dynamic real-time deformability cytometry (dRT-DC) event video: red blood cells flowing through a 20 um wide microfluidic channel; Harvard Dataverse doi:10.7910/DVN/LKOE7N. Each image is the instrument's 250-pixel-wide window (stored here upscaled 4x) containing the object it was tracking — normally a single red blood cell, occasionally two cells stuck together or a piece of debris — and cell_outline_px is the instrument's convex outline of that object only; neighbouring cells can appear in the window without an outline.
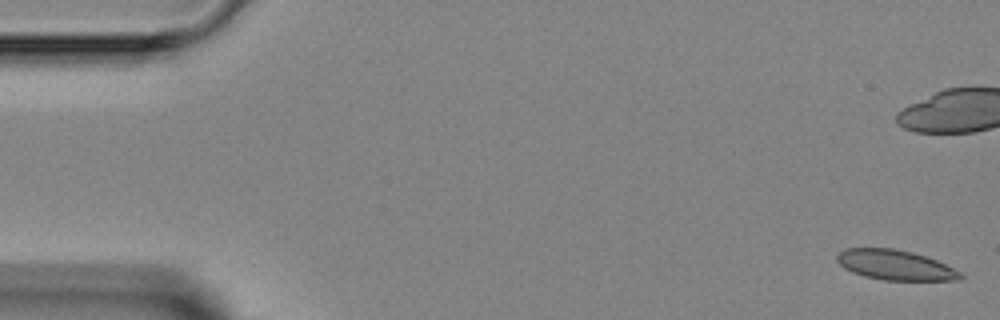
{"species": "Egyptian fruit bat (a non-hibernating species)", "species_latin": "Rousettus aegyptiacus", "temperature_condition": "room temperature", "stored_images_in_passage": 14, "camera_frame_rate_fps": 3000, "um_per_image_px": 0.085, "animal": {"sex": "female"}, "frame": {"image": 1, "passage_image": 1, "time_ms": 0.0, "image_size_px": [1000, 320], "cell_outline_px": [[964, 276], [960, 280], [884, 280], [864, 276], [852, 272], [844, 268], [836, 260], [836, 256], [844, 248], [892, 248], [912, 252], [936, 260], [960, 272]], "centroid_in_image_um": [76.06, 22.52], "position_along_channel_um": 8.9, "area_um2": 21.44}}
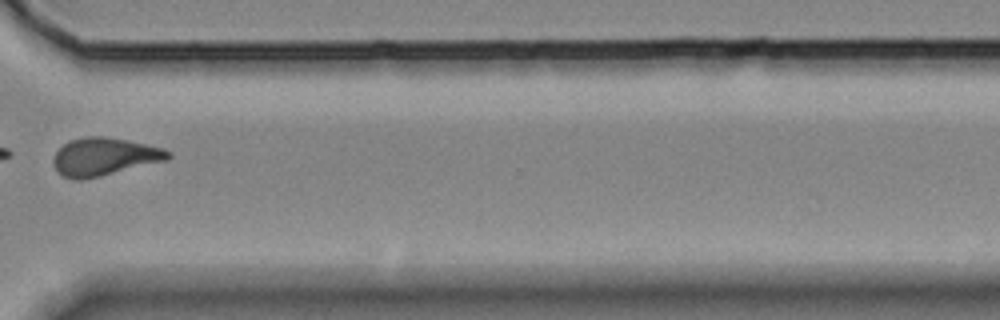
{"frame": {"image": 2, "passage_image": 11, "time_ms": 12.667, "image_size_px": [1000, 320], "cell_outline_px": [[172, 156], [168, 160], [100, 176], [80, 180], [76, 180], [64, 176], [56, 172], [52, 164], [52, 160], [56, 152], [68, 140], [88, 136], [104, 136], [164, 148], [172, 152]], "centroid_in_image_um": [8.85, 13.32], "position_along_channel_um": 361.8, "area_um2": 25.32}}